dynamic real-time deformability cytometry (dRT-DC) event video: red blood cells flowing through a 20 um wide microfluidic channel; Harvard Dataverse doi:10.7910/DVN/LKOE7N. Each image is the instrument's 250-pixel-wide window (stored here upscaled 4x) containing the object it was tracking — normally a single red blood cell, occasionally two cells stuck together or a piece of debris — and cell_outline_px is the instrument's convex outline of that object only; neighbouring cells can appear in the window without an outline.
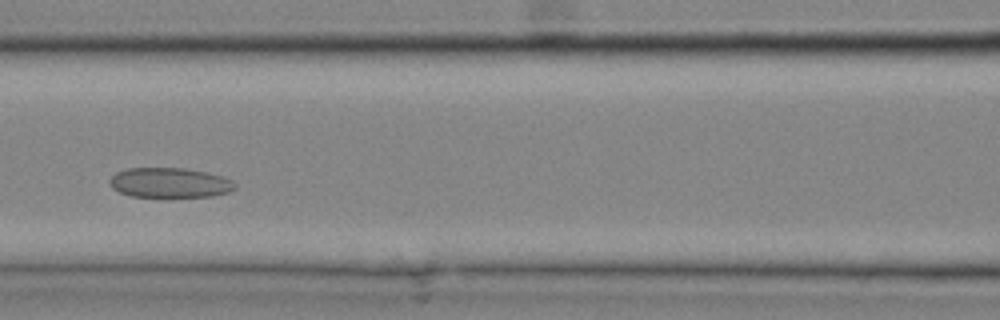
{"species": "common noctule bat (a hibernating species)", "species_latin": "Nyctalus noctula", "temperature_condition": "cold", "stored_images_in_passage": 17, "camera_frame_rate_fps": 3000, "um_per_image_px": 0.085, "animal": {"sex": "male", "body_mass_g": 20.4}, "frame": {"image": 1, "passage_image": 10, "time_ms": 3.0, "image_size_px": [1000, 320], "cell_outline_px": [[236, 188], [228, 192], [212, 196], [132, 196], [120, 192], [112, 188], [108, 180], [116, 172], [128, 168], [184, 168], [224, 176], [232, 180], [236, 184]], "centroid_in_image_um": [14.43, 15.52], "position_along_channel_um": 152.2, "area_um2": 21.68}}
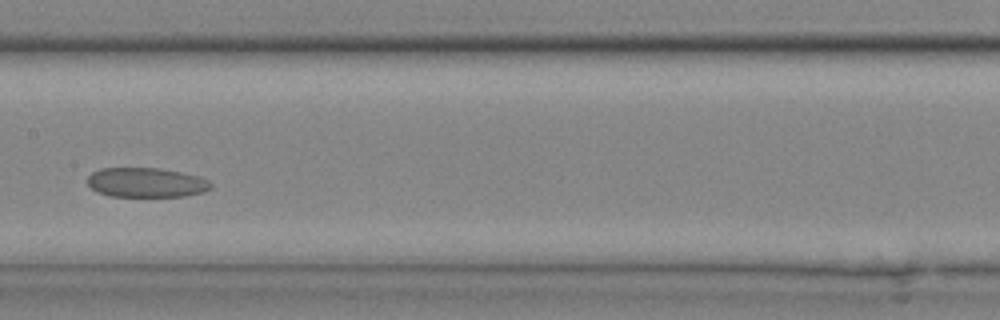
{"frame": {"image": 2, "passage_image": 12, "time_ms": 3.667, "image_size_px": [1000, 320], "cell_outline_px": [[212, 188], [204, 192], [184, 196], [108, 196], [96, 192], [88, 184], [88, 176], [92, 172], [100, 168], [160, 168], [200, 176], [208, 180], [212, 184]], "centroid_in_image_um": [12.43, 15.51], "position_along_channel_um": 195.0, "area_um2": 21.39}}
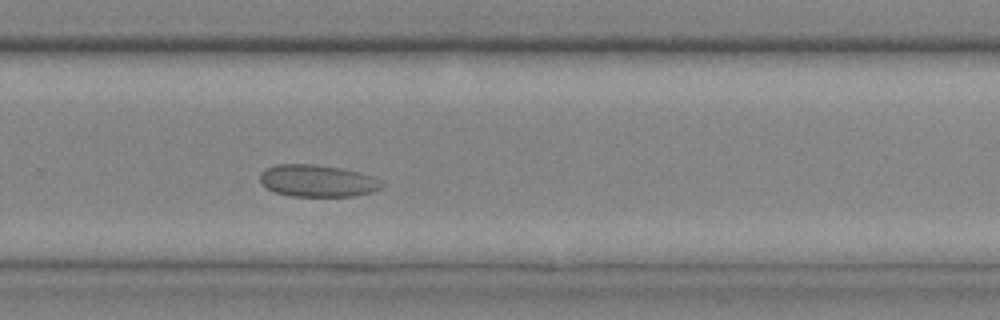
{"frame": {"image": 3, "passage_image": 17, "time_ms": 5.333, "image_size_px": [1000, 320], "cell_outline_px": [[384, 184], [380, 188], [372, 192], [356, 196], [288, 196], [276, 192], [268, 188], [260, 180], [260, 172], [264, 168], [276, 164], [316, 164], [340, 168], [360, 172], [384, 180]], "centroid_in_image_um": [27.01, 15.36], "position_along_channel_um": 302.8, "area_um2": 22.95}}